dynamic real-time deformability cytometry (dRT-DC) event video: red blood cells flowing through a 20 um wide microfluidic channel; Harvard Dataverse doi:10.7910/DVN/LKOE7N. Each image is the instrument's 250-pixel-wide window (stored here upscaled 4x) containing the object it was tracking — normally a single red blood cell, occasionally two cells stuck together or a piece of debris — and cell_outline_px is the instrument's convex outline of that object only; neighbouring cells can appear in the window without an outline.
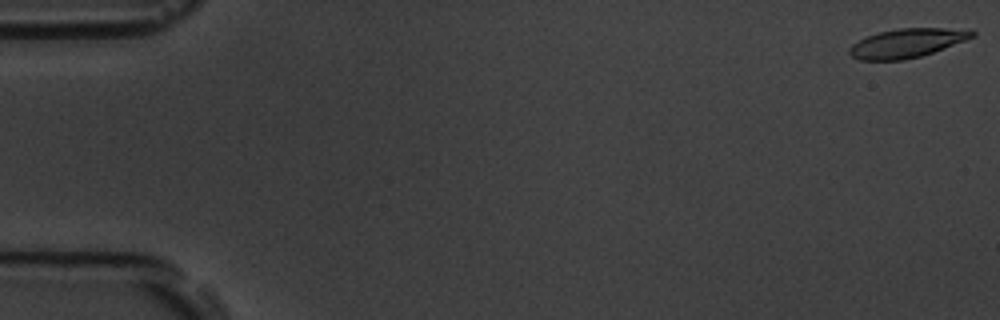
{"species": "common noctule bat (a hibernating species)", "species_latin": "Nyctalus noctula", "temperature_condition": "room temperature", "stored_images_in_passage": 57, "camera_frame_rate_fps": 3000, "um_per_image_px": 0.085, "animal": {"sex": "male", "body_mass_g": 19.5, "forearm_length_mm": 54.6}, "frame": {"image": 1, "passage_image": 1, "time_ms": 0.0, "image_size_px": [1000, 320], "cell_outline_px": [[976, 36], [932, 52], [920, 56], [904, 60], [860, 60], [852, 56], [848, 52], [848, 48], [852, 44], [868, 36], [880, 32], [900, 28], [944, 28], [976, 32]], "centroid_in_image_um": [77.04, 3.67], "position_along_channel_um": 8.0, "area_um2": 20.29}}
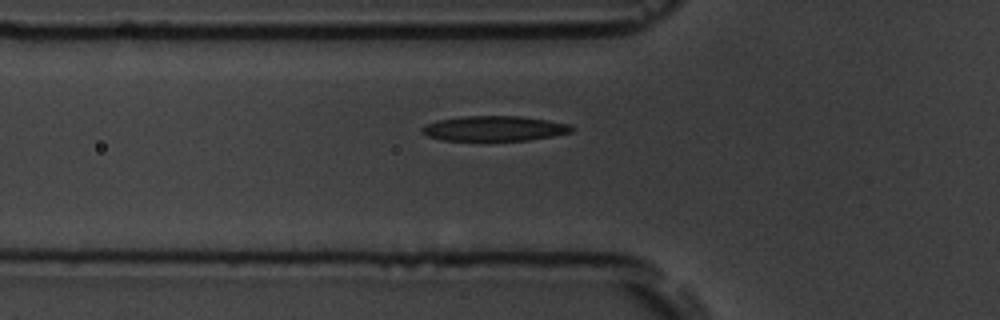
{"frame": {"image": 2, "passage_image": 20, "time_ms": 6.333, "image_size_px": [1000, 320], "cell_outline_px": [[576, 128], [572, 132], [552, 136], [528, 140], [444, 140], [428, 136], [420, 132], [420, 128], [424, 124], [436, 120], [464, 116], [520, 116], [548, 120], [568, 124]], "centroid_in_image_um": [41.99, 10.91], "position_along_channel_um": 83.8, "area_um2": 21.91}}
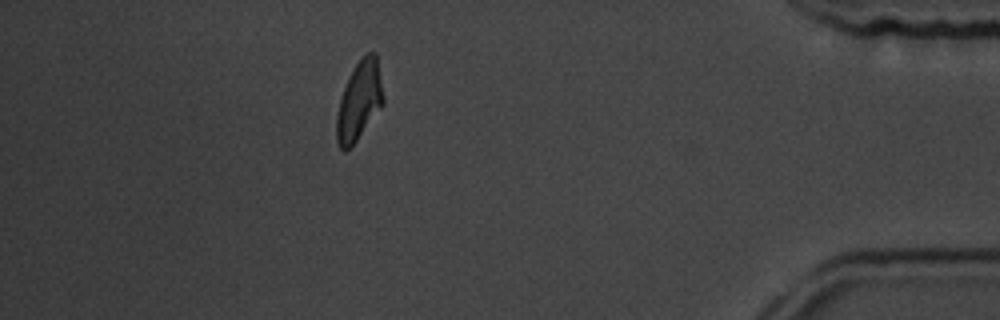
{"frame": {"image": 3, "passage_image": 51, "time_ms": 16.667, "image_size_px": [1000, 320], "cell_outline_px": [[384, 104], [356, 140], [344, 152], [340, 148], [336, 140], [336, 116], [340, 100], [344, 88], [356, 64], [368, 52], [376, 52], [384, 96]], "centroid_in_image_um": [30.54, 8.58], "position_along_channel_um": 404.7, "area_um2": 21.1}, "authors_computed_cell_mechanics": {"area_um2": 21.9062, "velocity_mm_per_s": 3.5549, "shape_relaxation_time_tau1_ms": 4.3388, "shape_relaxation_time_tau2_ms": 3.7817, "deformation_change_tau1": 0.1558, "deformation_change_tau2": 0.1242}}